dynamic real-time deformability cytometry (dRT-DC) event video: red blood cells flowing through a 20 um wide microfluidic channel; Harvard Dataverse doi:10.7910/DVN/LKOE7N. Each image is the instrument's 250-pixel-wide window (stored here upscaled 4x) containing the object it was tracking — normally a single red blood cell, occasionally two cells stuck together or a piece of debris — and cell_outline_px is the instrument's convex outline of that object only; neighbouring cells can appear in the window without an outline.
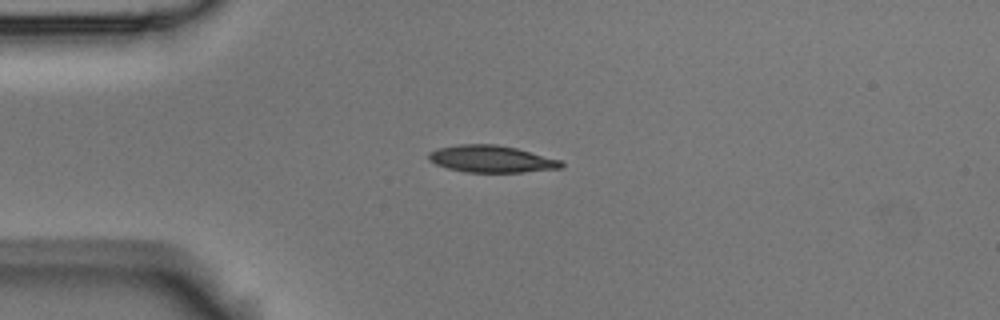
{"species": "Egyptian fruit bat (a non-hibernating species)", "species_latin": "Rousettus aegyptiacus", "temperature_condition": "room temperature", "stored_images_in_passage": 10, "camera_frame_rate_fps": 3000, "um_per_image_px": 0.085, "animal": {"sex": "male"}, "frame": {"image": 1, "passage_image": 1, "time_ms": 0.0, "image_size_px": [1000, 320], "cell_outline_px": [[564, 168], [524, 172], [464, 172], [448, 168], [436, 164], [428, 160], [428, 152], [436, 148], [460, 144], [496, 144], [516, 148], [560, 160], [564, 164]], "centroid_in_image_um": [41.75, 13.51], "position_along_channel_um": 43.3, "area_um2": 20.92}}
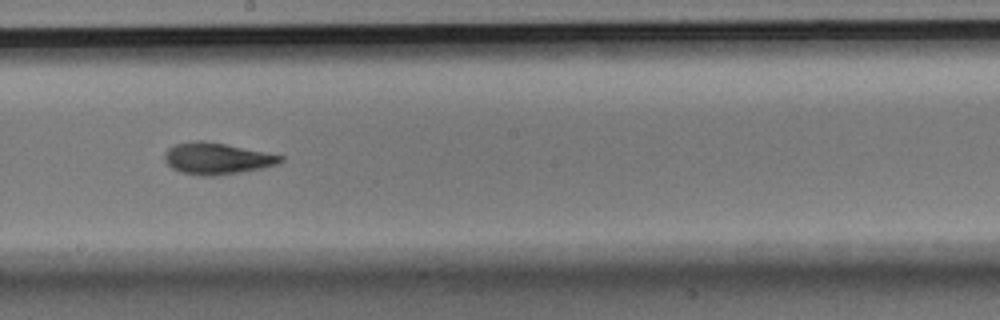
{"frame": {"image": 2, "passage_image": 6, "time_ms": 1.667, "image_size_px": [1000, 320], "cell_outline_px": [[284, 160], [276, 164], [260, 168], [240, 172], [216, 176], [200, 176], [180, 172], [172, 168], [164, 160], [164, 152], [168, 148], [176, 144], [196, 140], [204, 140], [284, 156]], "centroid_in_image_um": [18.38, 13.48], "position_along_channel_um": 229.8, "area_um2": 21.15}}
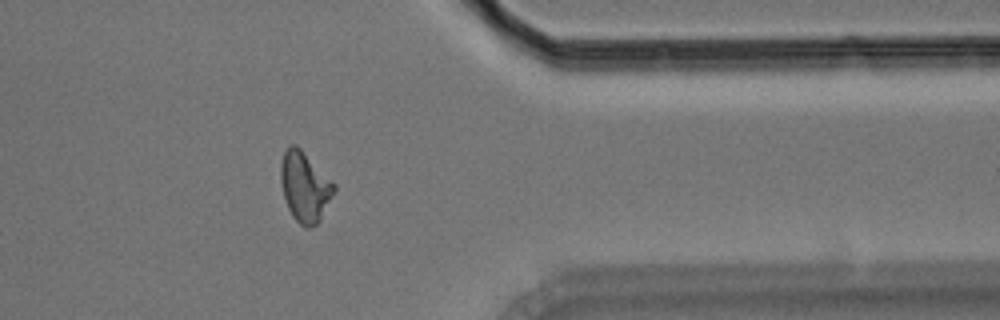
{"frame": {"image": 3, "passage_image": 10, "time_ms": 3.0, "image_size_px": [1000, 320], "cell_outline_px": [[336, 192], [320, 220], [316, 224], [308, 228], [304, 228], [292, 216], [288, 208], [284, 196], [280, 180], [280, 164], [284, 152], [288, 144], [296, 144], [336, 184]], "centroid_in_image_um": [25.92, 15.87], "position_along_channel_um": 385.5, "area_um2": 21.96}}